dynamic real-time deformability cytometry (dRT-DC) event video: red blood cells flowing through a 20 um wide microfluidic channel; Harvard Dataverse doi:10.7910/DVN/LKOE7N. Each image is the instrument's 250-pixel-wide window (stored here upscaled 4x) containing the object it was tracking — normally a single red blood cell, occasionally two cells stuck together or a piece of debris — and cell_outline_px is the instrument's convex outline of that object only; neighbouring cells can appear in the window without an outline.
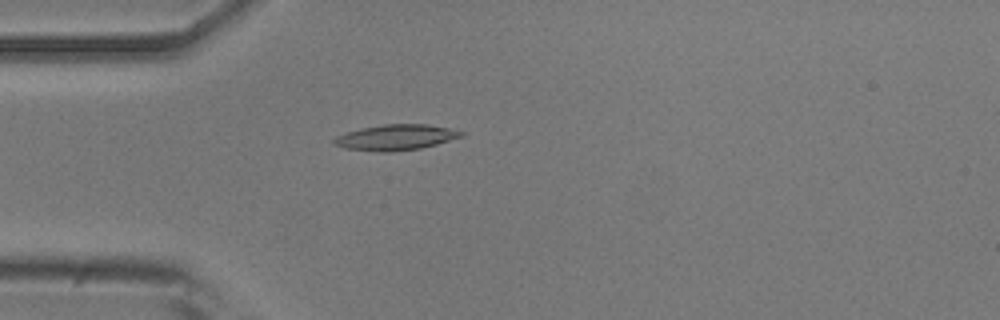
{"species": "common noctule bat (a hibernating species)", "species_latin": "Nyctalus noctula", "temperature_condition": "room temperature", "stored_images_in_passage": 54, "camera_frame_rate_fps": 3000, "um_per_image_px": 0.085, "animal": {"sex": "male", "body_mass_g": 20.5, "forearm_length_mm": 52.5}, "frame": {"image": 1, "passage_image": 15, "time_ms": 4.667, "image_size_px": [1000, 320], "cell_outline_px": [[464, 136], [436, 144], [420, 148], [388, 152], [376, 152], [344, 148], [332, 144], [332, 140], [336, 136], [360, 128], [384, 124], [428, 124], [448, 128], [464, 132]], "centroid_in_image_um": [33.61, 11.68], "position_along_channel_um": 51.4, "area_um2": 19.02}}
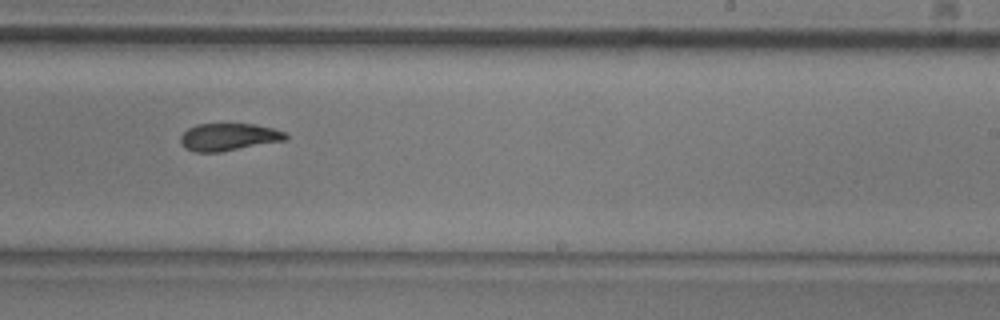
{"frame": {"image": 2, "passage_image": 33, "time_ms": 10.667, "image_size_px": [1000, 320], "cell_outline_px": [[288, 136], [284, 140], [220, 152], [196, 152], [184, 148], [180, 144], [180, 136], [188, 128], [196, 124], [256, 124], [272, 128], [284, 132]], "centroid_in_image_um": [19.38, 11.64], "position_along_channel_um": 269.6, "area_um2": 16.7}}
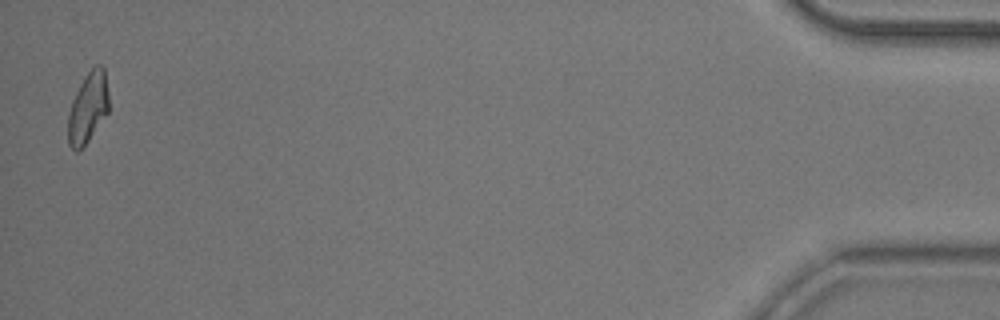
{"frame": {"image": 3, "passage_image": 53, "time_ms": 17.333, "image_size_px": [1000, 320], "cell_outline_px": [[108, 112], [88, 140], [76, 152], [68, 144], [68, 116], [72, 100], [84, 76], [96, 64], [100, 64], [104, 68], [108, 92]], "centroid_in_image_um": [7.47, 9.12], "position_along_channel_um": 427.7, "area_um2": 16.53}, "authors_computed_cell_mechanics": {"area_um2": 17.629, "velocity_mm_per_s": 3.7699, "shape_relaxation_time_tau1_ms": 4.2207, "shape_relaxation_time_tau2_ms": 3.3818, "deformation_change_tau1": 0.1433, "deformation_change_tau2": 0.0955}}